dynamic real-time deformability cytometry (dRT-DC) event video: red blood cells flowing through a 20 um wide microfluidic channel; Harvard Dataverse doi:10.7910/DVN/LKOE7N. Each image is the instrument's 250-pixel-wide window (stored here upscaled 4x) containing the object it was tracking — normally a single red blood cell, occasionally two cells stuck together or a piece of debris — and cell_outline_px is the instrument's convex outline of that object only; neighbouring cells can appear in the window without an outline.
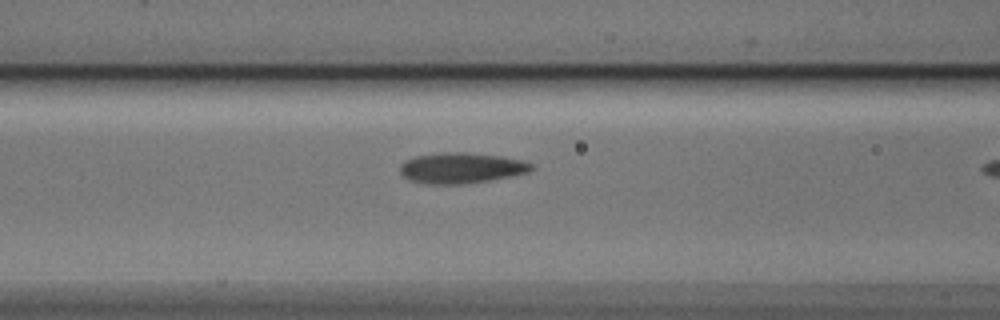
{"species": "Egyptian fruit bat (a non-hibernating species)", "species_latin": "Rousettus aegyptiacus", "temperature_condition": "cold", "stored_images_in_passage": 8, "camera_frame_rate_fps": 3000, "um_per_image_px": 0.085, "animal": {"sex": "male"}, "frame": {"image": 1, "passage_image": 7, "time_ms": 2.0, "image_size_px": [1000, 320], "cell_outline_px": [[536, 168], [528, 172], [488, 180], [464, 184], [428, 184], [408, 180], [400, 172], [400, 164], [404, 160], [416, 156], [444, 152], [464, 152], [500, 156], [520, 160], [532, 164]], "centroid_in_image_um": [39.16, 14.28], "position_along_channel_um": 127.4, "area_um2": 23.35}}